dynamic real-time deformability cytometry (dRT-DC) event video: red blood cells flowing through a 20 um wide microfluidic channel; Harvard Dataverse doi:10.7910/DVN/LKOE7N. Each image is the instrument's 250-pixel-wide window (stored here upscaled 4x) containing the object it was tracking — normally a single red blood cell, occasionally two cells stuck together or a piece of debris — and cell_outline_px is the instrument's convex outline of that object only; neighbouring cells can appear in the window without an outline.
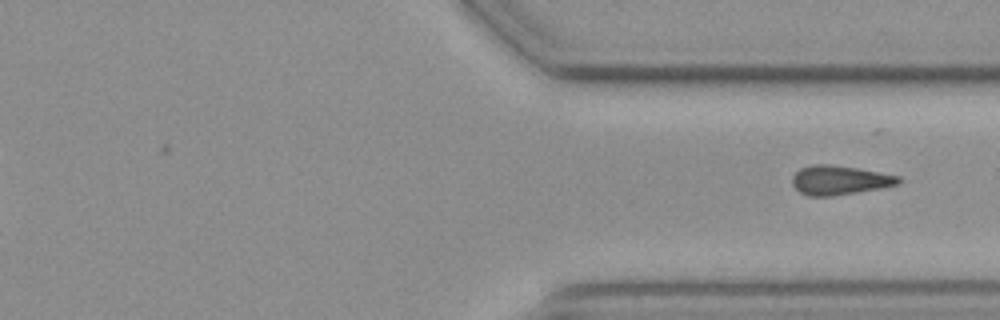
{"species": "common noctule bat (a hibernating species)", "species_latin": "Nyctalus noctula", "temperature_condition": "cold", "stored_images_in_passage": 13, "segment_of_instrument_passage": [2, 2], "camera_frame_rate_fps": 3000, "um_per_image_px": 0.085, "animal": {"sex": "female", "body_mass_g": 19.3, "forearm_length_mm": 54.1}, "frame": {"image": 1, "passage_image": 13, "time_ms": 4.0, "image_size_px": [1000, 320], "cell_outline_px": [[900, 184], [880, 188], [832, 196], [808, 196], [800, 192], [792, 184], [792, 176], [800, 168], [812, 164], [828, 164], [860, 168], [900, 176]], "centroid_in_image_um": [71.36, 15.3], "position_along_channel_um": 340.0, "area_um2": 18.15}}